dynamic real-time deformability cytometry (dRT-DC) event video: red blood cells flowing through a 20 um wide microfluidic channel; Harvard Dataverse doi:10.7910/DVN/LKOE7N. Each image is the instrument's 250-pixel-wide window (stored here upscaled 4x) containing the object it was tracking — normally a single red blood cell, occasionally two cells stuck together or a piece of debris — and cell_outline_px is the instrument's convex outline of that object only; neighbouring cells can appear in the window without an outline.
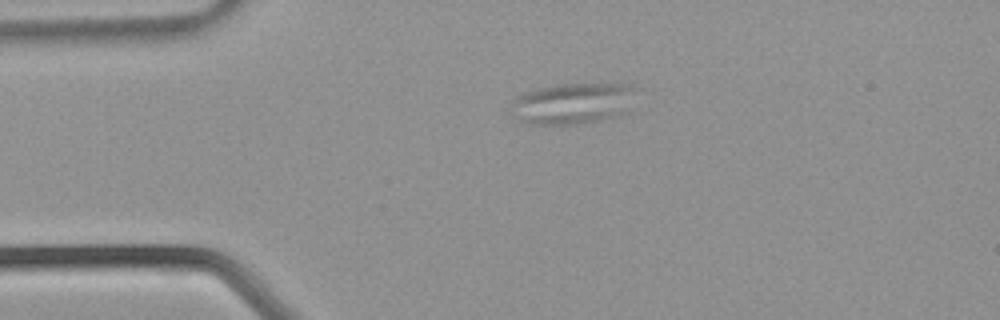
{"species": "common noctule bat (a hibernating species)", "species_latin": "Nyctalus noctula", "temperature_condition": "warm", "stored_images_in_passage": 31, "camera_frame_rate_fps": 3000, "um_per_image_px": 0.085, "animal": {"sex": "male", "body_mass_g": 21.5, "forearm_length_mm": 52.0}, "frame": {"image": 1, "passage_image": 1, "time_ms": 0.0, "image_size_px": [1000, 320], "cell_outline_px": [[632, 88], [620, 116], [580, 124], [528, 124], [512, 116], [512, 100], [516, 96], [524, 92], [536, 88], [556, 84], [628, 84]], "centroid_in_image_um": [48.51, 8.8], "position_along_channel_um": 36.5, "area_um2": 29.3}}
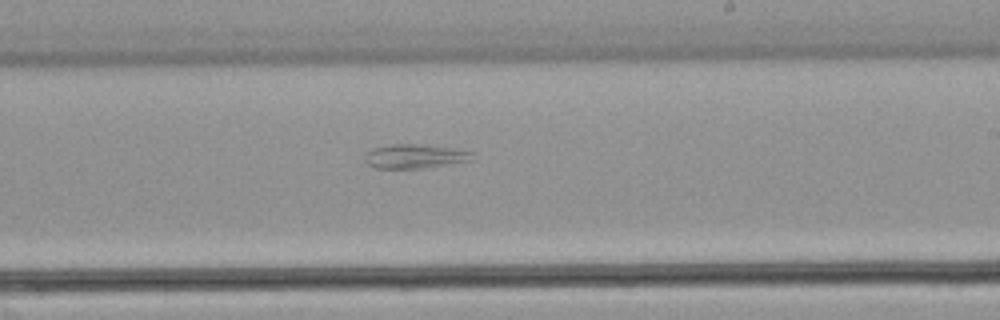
{"frame": {"image": 2, "passage_image": 15, "time_ms": 4.667, "image_size_px": [1000, 320], "cell_outline_px": [[476, 160], [420, 168], [376, 168], [368, 164], [364, 160], [364, 156], [372, 148], [388, 144], [424, 144], [452, 148], [472, 152]], "centroid_in_image_um": [35.27, 13.27], "position_along_channel_um": 253.7, "area_um2": 15.2}}
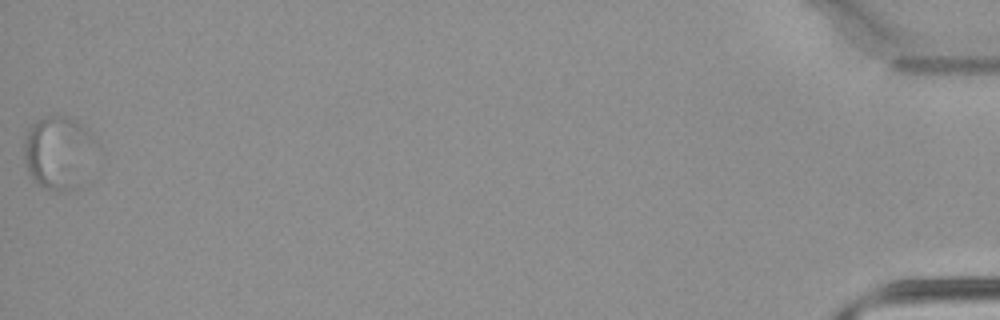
{"frame": {"image": 3, "passage_image": 31, "time_ms": 10.0, "image_size_px": [1000, 320], "cell_outline_px": [[92, 140], [68, 188], [60, 192], [56, 192], [44, 188], [32, 180], [28, 172], [24, 160], [24, 140], [28, 128], [36, 120], [48, 116], [68, 116], [76, 120], [88, 128], [92, 136]], "centroid_in_image_um": [4.71, 12.82], "position_along_channel_um": 430.5, "area_um2": 27.86}}